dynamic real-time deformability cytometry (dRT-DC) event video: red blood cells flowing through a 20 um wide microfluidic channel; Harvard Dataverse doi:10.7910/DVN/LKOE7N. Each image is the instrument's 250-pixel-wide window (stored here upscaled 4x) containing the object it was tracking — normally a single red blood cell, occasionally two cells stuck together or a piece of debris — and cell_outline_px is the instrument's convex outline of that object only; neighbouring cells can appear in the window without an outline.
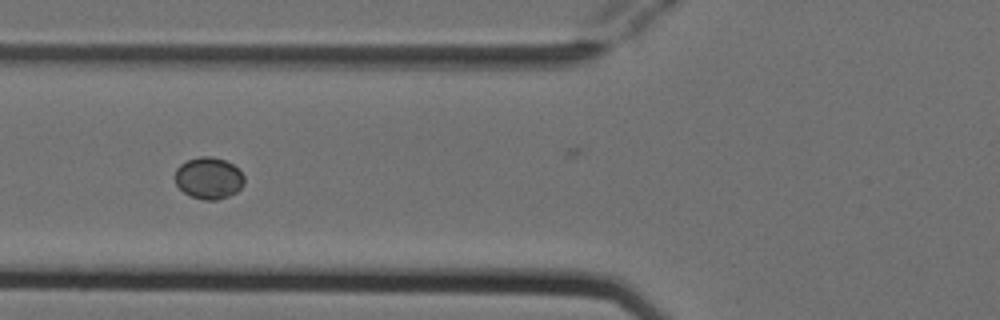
{"species": "Egyptian fruit bat (a non-hibernating species)", "species_latin": "Rousettus aegyptiacus", "temperature_condition": "cold", "stored_images_in_passage": 9, "camera_frame_rate_fps": 3000, "um_per_image_px": 0.085, "animal": {"sex": "female"}, "frame": {"image": 1, "passage_image": 6, "time_ms": 1.667, "image_size_px": [1000, 320], "cell_outline_px": [[244, 184], [236, 192], [228, 196], [216, 200], [204, 200], [192, 196], [184, 192], [176, 184], [172, 176], [176, 168], [180, 164], [188, 160], [200, 156], [212, 156], [224, 160], [232, 164], [244, 176]], "centroid_in_image_um": [17.7, 15.13], "position_along_channel_um": 108.1, "area_um2": 16.88}}
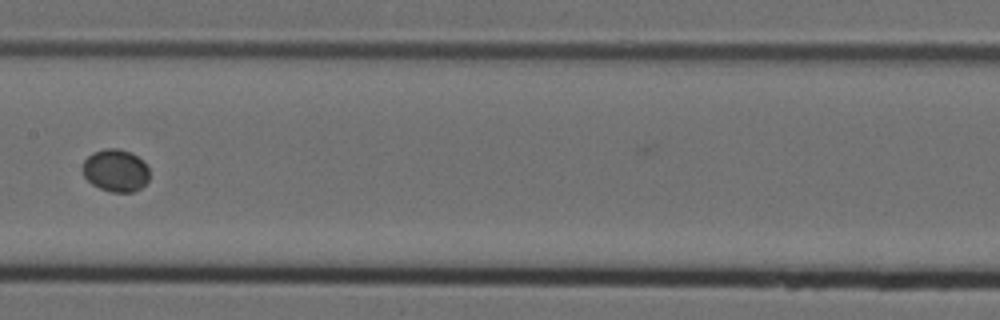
{"frame": {"image": 2, "passage_image": 8, "time_ms": 2.333, "image_size_px": [1000, 320], "cell_outline_px": [[148, 180], [140, 188], [132, 192], [112, 192], [100, 188], [92, 184], [84, 176], [80, 168], [84, 160], [92, 152], [104, 148], [116, 148], [128, 152], [136, 156], [148, 168]], "centroid_in_image_um": [9.77, 14.49], "position_along_channel_um": 197.6, "area_um2": 16.42}}
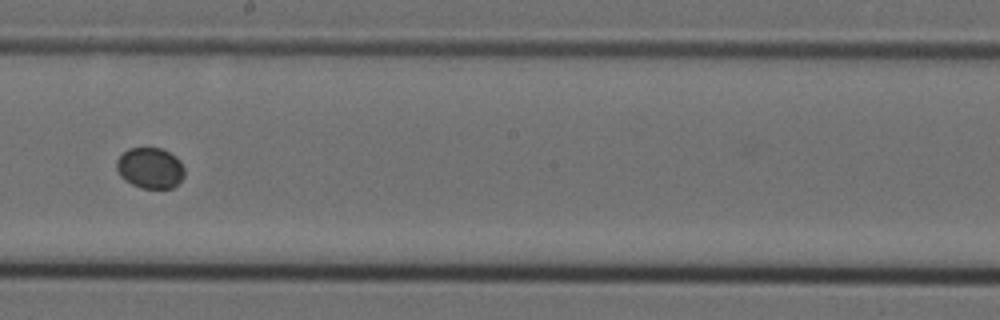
{"frame": {"image": 3, "passage_image": 9, "time_ms": 2.667, "image_size_px": [1000, 320], "cell_outline_px": [[184, 176], [172, 188], [140, 188], [124, 180], [120, 176], [116, 168], [116, 160], [128, 148], [160, 148], [176, 156], [180, 160], [184, 168]], "centroid_in_image_um": [12.75, 14.28], "position_along_channel_um": 235.4, "area_um2": 16.18}}